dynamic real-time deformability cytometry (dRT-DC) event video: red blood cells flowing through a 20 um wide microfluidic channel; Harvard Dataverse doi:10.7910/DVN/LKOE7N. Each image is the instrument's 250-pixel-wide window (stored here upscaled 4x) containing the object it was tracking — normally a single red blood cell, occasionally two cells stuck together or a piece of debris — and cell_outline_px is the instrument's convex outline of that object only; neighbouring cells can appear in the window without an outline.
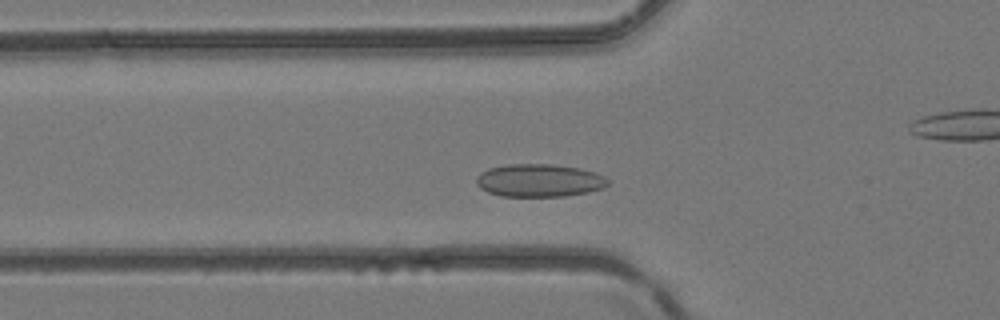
{"species": "common noctule bat (a hibernating species)", "species_latin": "Nyctalus noctula", "temperature_condition": "room temperature", "stored_images_in_passage": 35, "camera_frame_rate_fps": 3000, "um_per_image_px": 0.085, "animal": {"sex": "female", "body_mass_g": 24.6, "forearm_length_mm": 56.2}, "frame": {"image": 1, "passage_image": 12, "time_ms": 3.667, "image_size_px": [1000, 320], "cell_outline_px": [[608, 184], [604, 188], [588, 192], [564, 196], [500, 196], [488, 192], [480, 188], [476, 184], [476, 176], [480, 172], [488, 168], [508, 164], [552, 164], [580, 168], [596, 172], [604, 176], [608, 180]], "centroid_in_image_um": [45.82, 15.33], "position_along_channel_um": 80.0, "area_um2": 25.37}}
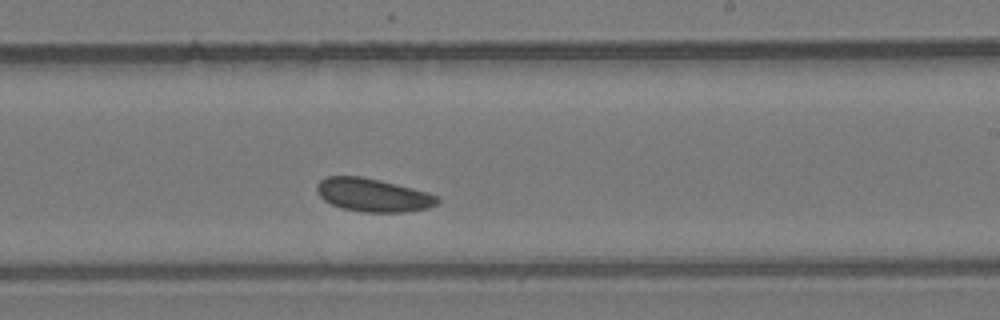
{"frame": {"image": 2, "passage_image": 23, "time_ms": 7.333, "image_size_px": [1000, 320], "cell_outline_px": [[440, 200], [436, 204], [428, 208], [404, 212], [364, 212], [344, 208], [332, 204], [324, 200], [316, 192], [316, 184], [320, 180], [328, 176], [360, 176], [380, 180], [428, 192], [436, 196]], "centroid_in_image_um": [31.68, 16.57], "position_along_channel_um": 257.3, "area_um2": 23.24}}
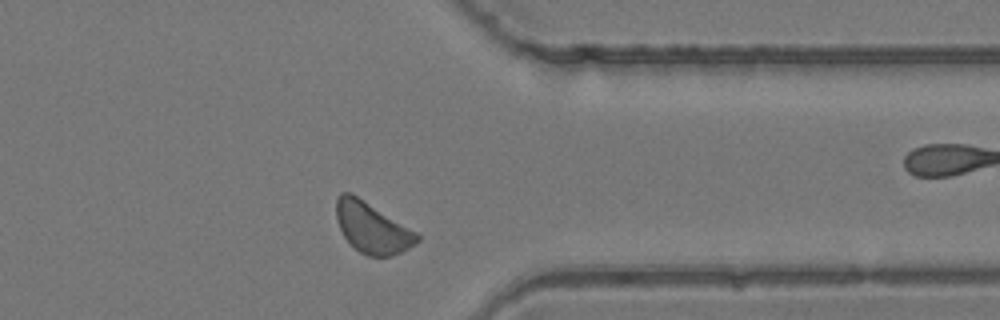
{"frame": {"image": 3, "passage_image": 31, "time_ms": 10.0, "image_size_px": [1000, 320], "cell_outline_px": [[420, 240], [408, 248], [392, 256], [368, 256], [360, 252], [344, 236], [336, 220], [336, 200], [340, 192], [352, 192], [416, 232], [420, 236]], "centroid_in_image_um": [31.61, 19.34], "position_along_channel_um": 379.8, "area_um2": 23.64}}